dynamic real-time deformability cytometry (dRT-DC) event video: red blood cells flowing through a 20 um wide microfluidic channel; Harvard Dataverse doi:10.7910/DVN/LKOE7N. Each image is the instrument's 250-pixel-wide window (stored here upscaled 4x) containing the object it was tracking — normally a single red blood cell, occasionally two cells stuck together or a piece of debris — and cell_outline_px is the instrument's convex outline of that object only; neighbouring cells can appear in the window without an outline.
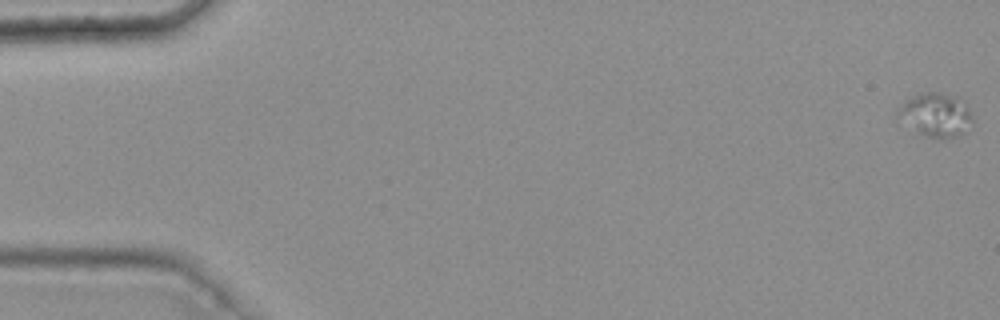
{"species": "common noctule bat (a hibernating species)", "species_latin": "Nyctalus noctula", "temperature_condition": "warm", "stored_images_in_passage": 50, "camera_frame_rate_fps": 3000, "um_per_image_px": 0.085, "animal": {"sex": "female", "body_mass_g": 25.1}, "frame": {"image": 1, "passage_image": 1, "time_ms": 0.0, "image_size_px": [1000, 320], "cell_outline_px": [[972, 124], [964, 132], [956, 136], [944, 140], [928, 136], [920, 132], [896, 116], [896, 108], [904, 100], [924, 92], [940, 92], [956, 96], [972, 112]], "centroid_in_image_um": [79.55, 9.75], "position_along_channel_um": 5.5, "area_um2": 18.9}}
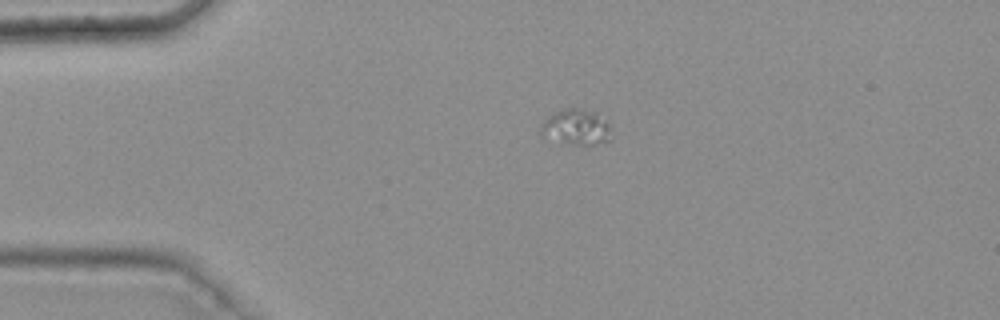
{"frame": {"image": 2, "passage_image": 13, "time_ms": 4.0, "image_size_px": [1000, 320], "cell_outline_px": [[612, 140], [592, 144], [568, 144], [540, 132], [540, 124], [552, 112], [564, 108], [580, 108], [596, 112], [608, 120]], "centroid_in_image_um": [49.02, 10.76], "position_along_channel_um": 36.0, "area_um2": 14.62}}
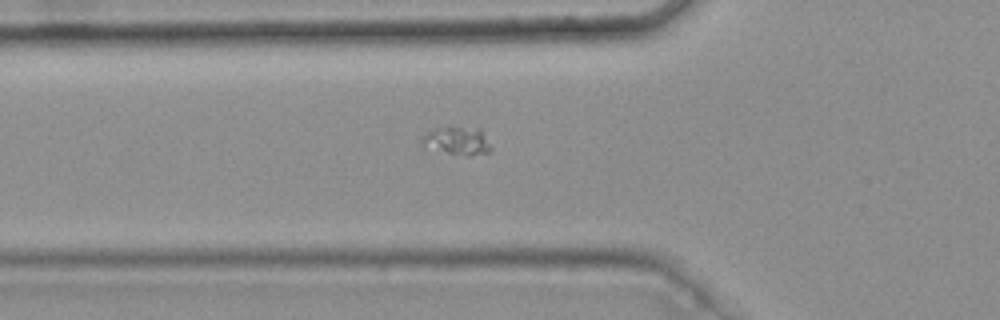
{"frame": {"image": 3, "passage_image": 20, "time_ms": 6.333, "image_size_px": [1000, 320], "cell_outline_px": [[492, 152], [468, 156], [448, 152], [424, 144], [420, 140], [428, 132], [436, 128], [448, 124], [480, 128], [492, 148]], "centroid_in_image_um": [38.94, 11.91], "position_along_channel_um": 86.9, "area_um2": 11.33}}